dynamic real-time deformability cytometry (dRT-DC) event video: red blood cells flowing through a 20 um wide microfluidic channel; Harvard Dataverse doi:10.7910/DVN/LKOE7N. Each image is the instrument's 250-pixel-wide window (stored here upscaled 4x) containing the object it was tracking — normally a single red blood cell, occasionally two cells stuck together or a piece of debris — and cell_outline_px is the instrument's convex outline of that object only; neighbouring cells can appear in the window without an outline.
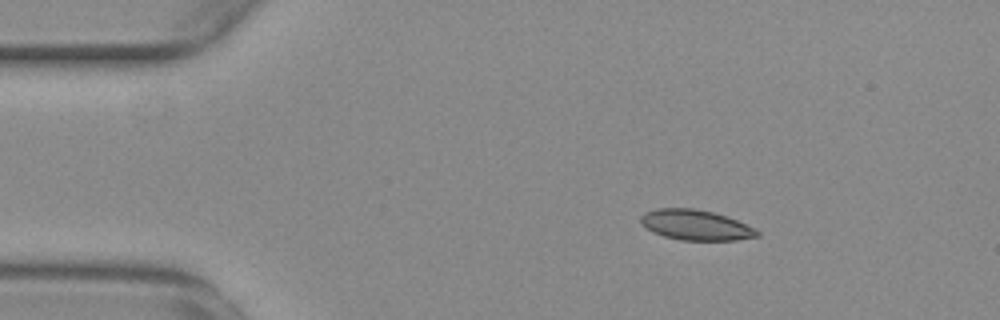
{"species": "common noctule bat (a hibernating species)", "species_latin": "Nyctalus noctula", "temperature_condition": "warm", "stored_images_in_passage": 51, "camera_frame_rate_fps": 3000, "um_per_image_px": 0.085, "animal": {"sex": "female", "body_mass_g": 29.2, "forearm_length_mm": 56.3}, "frame": {"image": 1, "passage_image": 5, "time_ms": 1.333, "image_size_px": [1000, 320], "cell_outline_px": [[760, 236], [736, 240], [680, 240], [664, 236], [652, 232], [640, 224], [640, 216], [644, 212], [656, 208], [692, 208], [712, 212], [736, 220], [756, 228], [760, 232]], "centroid_in_image_um": [59.11, 19.13], "position_along_channel_um": 25.9, "area_um2": 20.63}}
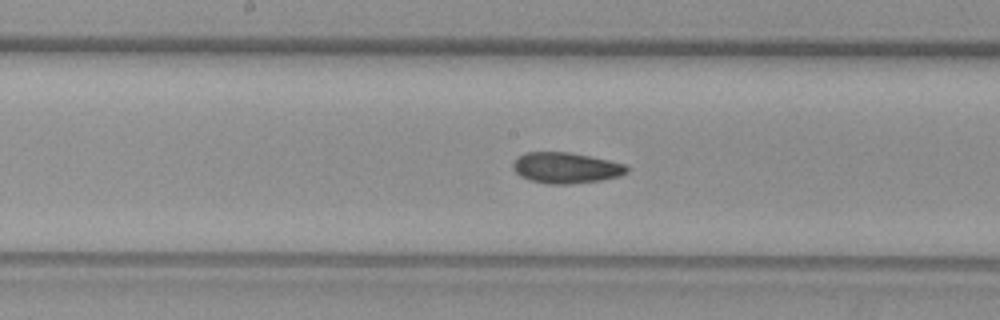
{"frame": {"image": 2, "passage_image": 24, "time_ms": 7.667, "image_size_px": [1000, 320], "cell_outline_px": [[628, 172], [620, 176], [600, 180], [568, 184], [548, 184], [528, 180], [520, 176], [512, 168], [512, 164], [524, 152], [572, 152], [608, 160], [624, 164], [628, 168]], "centroid_in_image_um": [48.09, 14.27], "position_along_channel_um": 200.1, "area_um2": 20.46}}
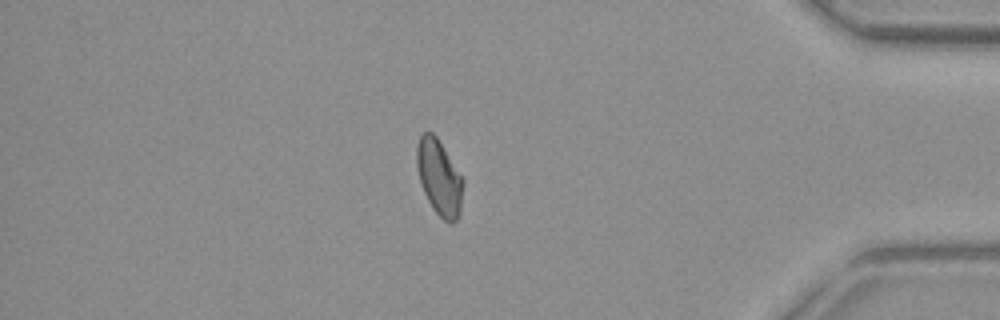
{"frame": {"image": 3, "passage_image": 43, "time_ms": 14.0, "image_size_px": [1000, 320], "cell_outline_px": [[464, 184], [460, 212], [456, 220], [452, 224], [448, 224], [432, 208], [424, 192], [420, 180], [416, 164], [416, 148], [420, 136], [424, 132], [432, 132], [436, 136], [464, 180]], "centroid_in_image_um": [37.34, 15.11], "position_along_channel_um": 397.9, "area_um2": 20.29}, "authors_computed_cell_mechanics": {"area_um2": 20.4612, "velocity_mm_per_s": 3.7529, "shape_relaxation_time_tau1_ms": null, "shape_relaxation_time_tau2_ms": 3.9033, "deformation_change_tau1": null, "deformation_change_tau2": 0.081}}